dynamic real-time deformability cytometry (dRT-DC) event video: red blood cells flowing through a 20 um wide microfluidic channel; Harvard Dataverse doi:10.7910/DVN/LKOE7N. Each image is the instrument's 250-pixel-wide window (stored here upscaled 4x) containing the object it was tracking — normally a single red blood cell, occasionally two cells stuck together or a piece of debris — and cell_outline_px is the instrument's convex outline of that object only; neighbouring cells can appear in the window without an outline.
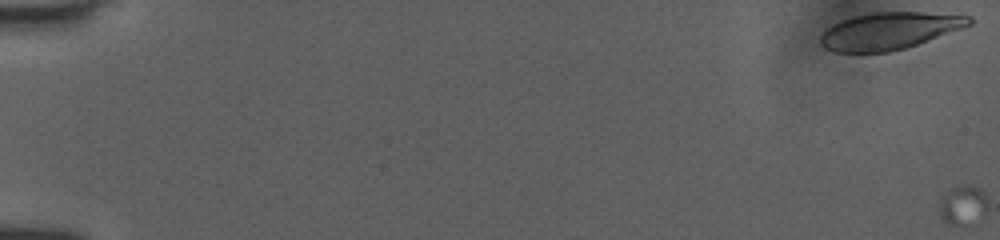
{"species": "human", "species_latin": "Homo sapiens", "temperature_condition": "room temperature", "stored_images_in_passage": 2, "camera_frame_rate_fps": 3000, "um_per_image_px": 0.085, "donor": {"sex": "female"}, "frame": {"image": 1, "passage_image": 1, "time_ms": 0.0, "image_size_px": [1000, 240], "cell_outline_px": [[972, 24], [964, 28], [904, 48], [888, 52], [832, 52], [824, 48], [820, 44], [820, 36], [832, 24], [852, 16], [872, 12], [924, 12], [972, 16]], "centroid_in_image_um": [75.58, 2.62], "position_along_channel_um": 9.4, "area_um2": 32.14}}